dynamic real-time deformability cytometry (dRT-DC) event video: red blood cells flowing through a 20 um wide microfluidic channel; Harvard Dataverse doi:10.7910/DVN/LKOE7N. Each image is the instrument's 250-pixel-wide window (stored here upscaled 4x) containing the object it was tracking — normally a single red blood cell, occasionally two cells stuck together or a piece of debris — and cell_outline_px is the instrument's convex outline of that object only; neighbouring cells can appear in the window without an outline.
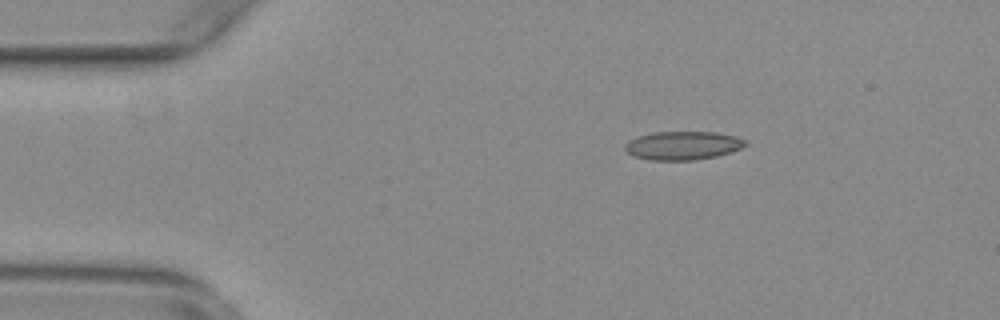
{"species": "common noctule bat (a hibernating species)", "species_latin": "Nyctalus noctula", "temperature_condition": "warm", "stored_images_in_passage": 49, "camera_frame_rate_fps": 3000, "um_per_image_px": 0.085, "animal": {"sex": "female", "body_mass_g": 29.2, "forearm_length_mm": 56.3}, "frame": {"image": 1, "passage_image": 3, "time_ms": 0.667, "image_size_px": [1000, 320], "cell_outline_px": [[748, 144], [732, 152], [716, 156], [696, 160], [652, 160], [636, 156], [628, 152], [624, 148], [624, 144], [640, 136], [652, 132], [716, 132], [736, 136], [748, 140]], "centroid_in_image_um": [58.11, 12.36], "position_along_channel_um": 26.9, "area_um2": 19.94}}
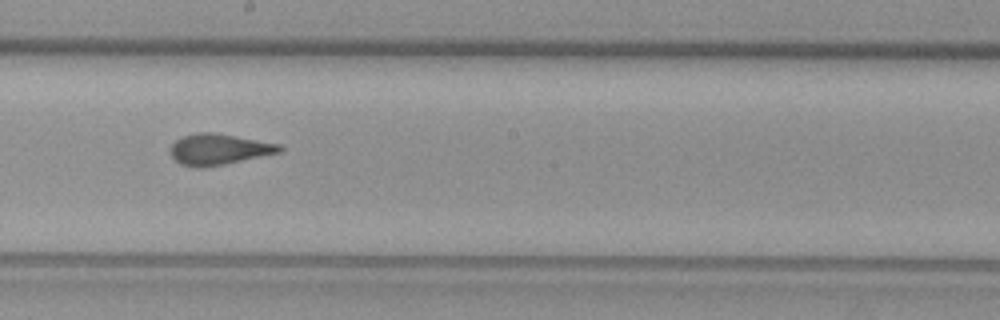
{"frame": {"image": 2, "passage_image": 24, "time_ms": 7.667, "image_size_px": [1000, 320], "cell_outline_px": [[284, 148], [280, 152], [224, 164], [204, 168], [192, 168], [180, 164], [172, 156], [172, 144], [176, 140], [184, 136], [200, 132], [212, 132], [236, 136], [280, 144]], "centroid_in_image_um": [18.6, 12.7], "position_along_channel_um": 229.6, "area_um2": 19.48}}
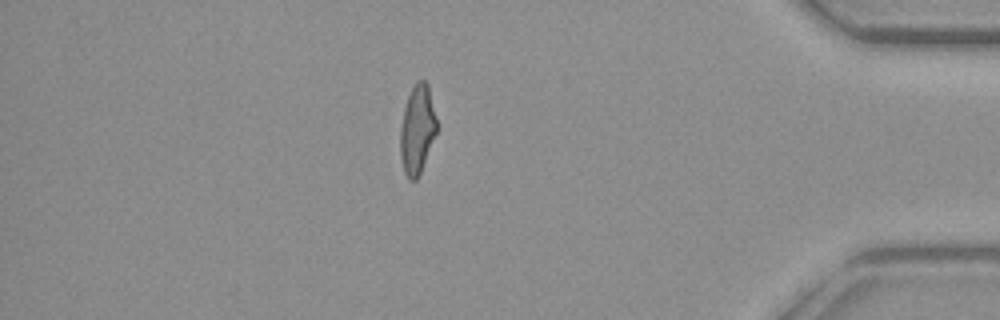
{"frame": {"image": 3, "passage_image": 41, "time_ms": 13.333, "image_size_px": [1000, 320], "cell_outline_px": [[436, 132], [420, 172], [416, 180], [408, 180], [404, 172], [400, 156], [400, 128], [404, 108], [408, 96], [416, 80], [424, 80], [428, 84], [436, 120]], "centroid_in_image_um": [35.44, 11.0], "position_along_channel_um": 399.8, "area_um2": 18.55}, "authors_computed_cell_mechanics": {"area_um2": 19.4786, "velocity_mm_per_s": 3.7611, "shape_relaxation_time_tau1_ms": null, "shape_relaxation_time_tau2_ms": 1.343, "deformation_change_tau1": null, "deformation_change_tau2": 0.0664}}